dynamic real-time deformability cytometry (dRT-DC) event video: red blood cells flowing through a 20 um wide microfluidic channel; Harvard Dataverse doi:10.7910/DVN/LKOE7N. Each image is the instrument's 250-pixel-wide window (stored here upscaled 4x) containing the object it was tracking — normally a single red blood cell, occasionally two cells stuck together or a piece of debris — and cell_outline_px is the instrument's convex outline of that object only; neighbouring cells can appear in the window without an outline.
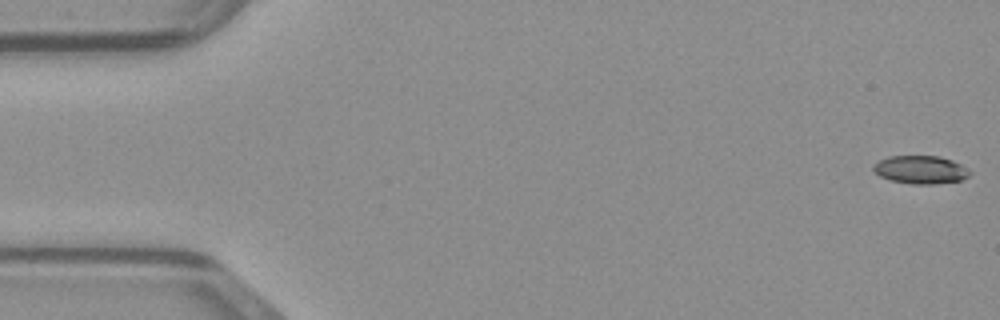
{"species": "common noctule bat (a hibernating species)", "species_latin": "Nyctalus noctula", "temperature_condition": "warm", "stored_images_in_passage": 49, "camera_frame_rate_fps": 3000, "um_per_image_px": 0.085, "animal": {"sex": "male", "body_mass_g": 23.1, "forearm_length_mm": 52.7}, "frame": {"image": 1, "passage_image": 1, "time_ms": 0.0, "image_size_px": [1000, 320], "cell_outline_px": [[972, 172], [968, 176], [960, 180], [936, 184], [912, 184], [888, 180], [880, 176], [872, 168], [872, 164], [888, 156], [940, 156], [952, 160], [968, 168]], "centroid_in_image_um": [78.24, 14.42], "position_along_channel_um": 6.8, "area_um2": 15.9}}
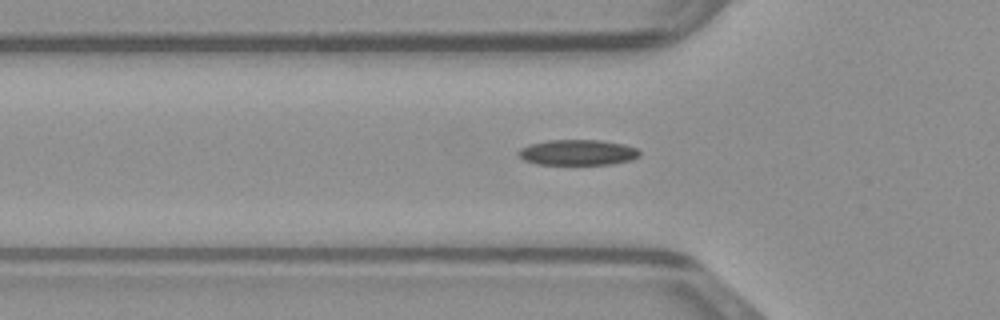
{"frame": {"image": 2, "passage_image": 16, "time_ms": 5.0, "image_size_px": [1000, 320], "cell_outline_px": [[640, 156], [632, 160], [612, 164], [536, 164], [524, 160], [516, 156], [516, 152], [520, 148], [528, 144], [548, 140], [600, 140], [624, 144], [636, 148], [640, 152]], "centroid_in_image_um": [49.06, 12.95], "position_along_channel_um": 76.7, "area_um2": 18.26}}
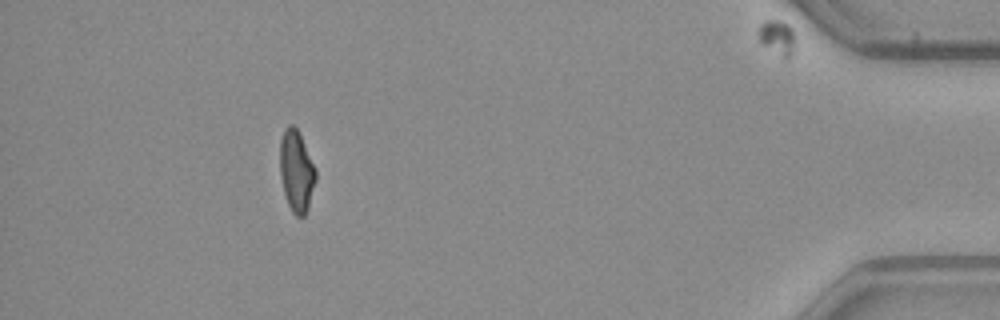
{"frame": {"image": 3, "passage_image": 44, "time_ms": 14.333, "image_size_px": [1000, 320], "cell_outline_px": [[316, 180], [308, 208], [304, 216], [296, 216], [292, 212], [288, 204], [284, 192], [280, 176], [280, 140], [284, 128], [288, 124], [292, 124], [300, 132], [316, 168]], "centroid_in_image_um": [25.2, 14.5], "position_along_channel_um": 410.0, "area_um2": 17.22}}